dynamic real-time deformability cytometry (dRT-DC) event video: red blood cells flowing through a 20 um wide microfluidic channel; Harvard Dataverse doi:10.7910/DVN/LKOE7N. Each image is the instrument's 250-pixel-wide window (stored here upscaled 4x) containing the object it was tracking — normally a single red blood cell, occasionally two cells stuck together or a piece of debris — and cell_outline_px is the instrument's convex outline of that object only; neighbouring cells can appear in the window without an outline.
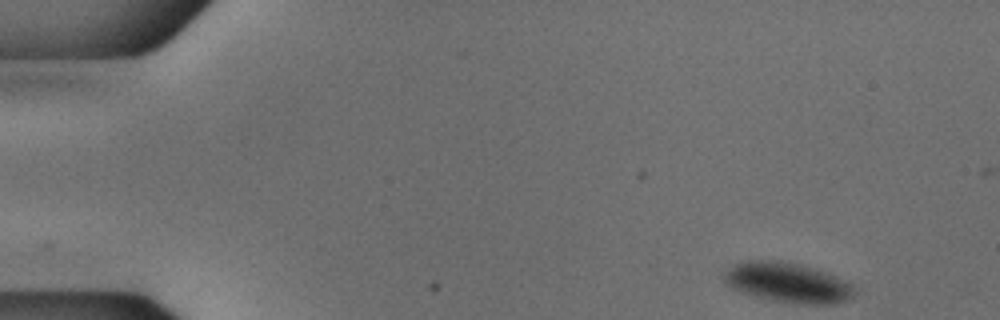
{"species": "common noctule bat (a hibernating species)", "species_latin": "Nyctalus noctula", "temperature_condition": "cold", "stored_images_in_passage": 50, "camera_frame_rate_fps": 3000, "um_per_image_px": 0.085, "animal": {"sex": "male", "body_mass_g": 18.8}, "frame": {"image": 1, "passage_image": 1, "time_ms": 0.0, "image_size_px": [1000, 320], "cell_outline_px": [[856, 292], [852, 296], [836, 304], [796, 304], [772, 300], [740, 292], [728, 288], [724, 284], [724, 272], [728, 268], [736, 264], [748, 260], [776, 260], [800, 264], [848, 280], [856, 288]], "centroid_in_image_um": [66.94, 24.03], "position_along_channel_um": 18.1, "area_um2": 30.58}}
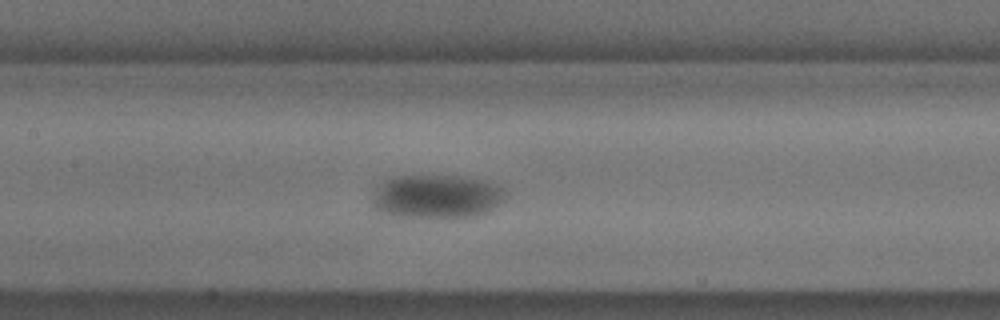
{"frame": {"image": 2, "passage_image": 22, "time_ms": 7.0, "image_size_px": [1000, 320], "cell_outline_px": [[508, 196], [504, 200], [488, 212], [480, 216], [396, 216], [376, 212], [372, 208], [372, 200], [376, 188], [380, 180], [396, 176], [464, 176], [484, 180], [504, 188], [508, 192]], "centroid_in_image_um": [37.11, 16.68], "position_along_channel_um": 170.3, "area_um2": 34.22}}
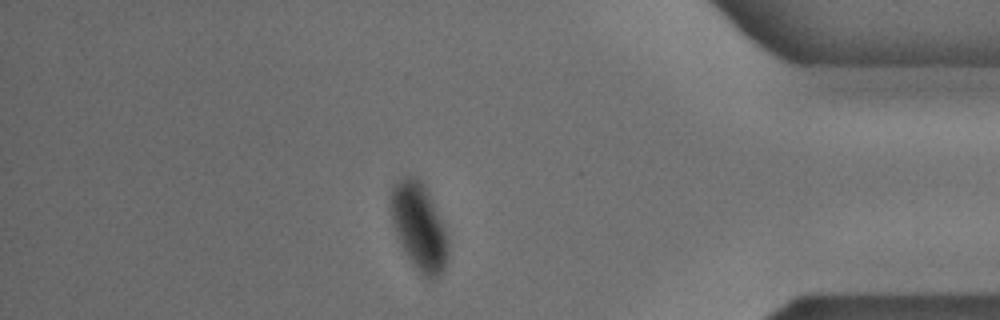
{"frame": {"image": 3, "passage_image": 43, "time_ms": 14.0, "image_size_px": [1000, 320], "cell_outline_px": [[448, 256], [444, 268], [440, 276], [432, 280], [428, 280], [416, 268], [408, 256], [400, 240], [392, 220], [392, 188], [400, 176], [416, 176], [424, 184], [444, 224], [448, 236]], "centroid_in_image_um": [35.67, 19.26], "position_along_channel_um": 399.5, "area_um2": 28.73}}